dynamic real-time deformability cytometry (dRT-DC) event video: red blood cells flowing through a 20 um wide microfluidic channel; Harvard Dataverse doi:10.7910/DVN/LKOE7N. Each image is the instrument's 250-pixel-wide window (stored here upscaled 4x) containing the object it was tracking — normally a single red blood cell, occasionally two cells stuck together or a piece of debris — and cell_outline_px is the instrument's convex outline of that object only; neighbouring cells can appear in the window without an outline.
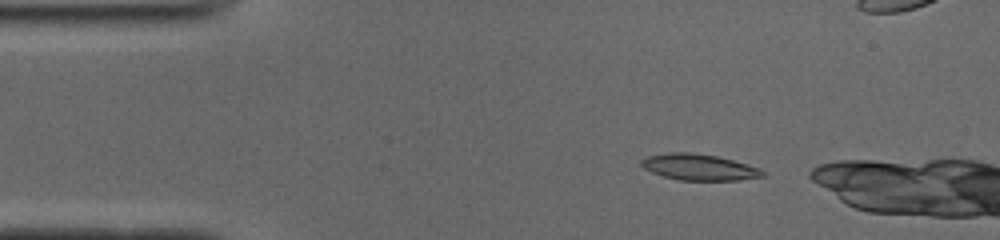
{"species": "common noctule bat (a hibernating species)", "species_latin": "Nyctalus noctula", "temperature_condition": "cold", "stored_images_in_passage": 11, "camera_frame_rate_fps": 3000, "um_per_image_px": 0.085, "animal": {"sex": "male", "body_mass_g": 19.0, "forearm_length_mm": 50.8}, "frame": {"image": 1, "passage_image": 4, "time_ms": 1.0, "image_size_px": [1000, 240], "cell_outline_px": [[764, 176], [736, 180], [680, 180], [664, 176], [652, 172], [644, 168], [640, 164], [640, 160], [648, 156], [672, 152], [688, 152], [716, 156], [732, 160], [760, 168], [764, 172]], "centroid_in_image_um": [59.4, 14.21], "position_along_channel_um": 25.6, "area_um2": 18.21}}